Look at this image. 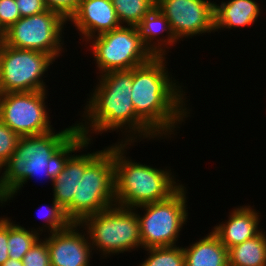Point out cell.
Listing matches in <instances>:
<instances>
[{"instance_id":"obj_24","label":"cell","mask_w":266,"mask_h":266,"mask_svg":"<svg viewBox=\"0 0 266 266\" xmlns=\"http://www.w3.org/2000/svg\"><path fill=\"white\" fill-rule=\"evenodd\" d=\"M51 206H42V208L44 209V211H46L44 213V215L40 213V215L43 217V220L45 221V223H43V227L41 226L40 228H37L39 230H37V232H39V234H42L43 229L44 228L45 232L47 230L48 234L53 233V232H57L60 230H63L65 228H67L72 222L68 219V217L66 216V213L64 211V209L53 199L52 200V204H50ZM50 207V208H49ZM41 208V209H42ZM46 209V210H45ZM41 217V218H42ZM49 230V231H48ZM42 231V232H41ZM41 232V233H40Z\"/></svg>"},{"instance_id":"obj_12","label":"cell","mask_w":266,"mask_h":266,"mask_svg":"<svg viewBox=\"0 0 266 266\" xmlns=\"http://www.w3.org/2000/svg\"><path fill=\"white\" fill-rule=\"evenodd\" d=\"M156 7L169 21L179 41L215 32L214 1L211 0H156Z\"/></svg>"},{"instance_id":"obj_28","label":"cell","mask_w":266,"mask_h":266,"mask_svg":"<svg viewBox=\"0 0 266 266\" xmlns=\"http://www.w3.org/2000/svg\"><path fill=\"white\" fill-rule=\"evenodd\" d=\"M48 10L59 13L67 22L76 13L80 0H44Z\"/></svg>"},{"instance_id":"obj_7","label":"cell","mask_w":266,"mask_h":266,"mask_svg":"<svg viewBox=\"0 0 266 266\" xmlns=\"http://www.w3.org/2000/svg\"><path fill=\"white\" fill-rule=\"evenodd\" d=\"M90 42V43H89ZM100 75L109 71L131 70L149 62L154 55L143 44L137 26H126L90 38Z\"/></svg>"},{"instance_id":"obj_18","label":"cell","mask_w":266,"mask_h":266,"mask_svg":"<svg viewBox=\"0 0 266 266\" xmlns=\"http://www.w3.org/2000/svg\"><path fill=\"white\" fill-rule=\"evenodd\" d=\"M137 29L143 44L154 56H166L170 46L173 47L178 42L170 28L169 21L157 7L141 20ZM164 32L167 34L166 37L162 36ZM160 34L163 38H160Z\"/></svg>"},{"instance_id":"obj_17","label":"cell","mask_w":266,"mask_h":266,"mask_svg":"<svg viewBox=\"0 0 266 266\" xmlns=\"http://www.w3.org/2000/svg\"><path fill=\"white\" fill-rule=\"evenodd\" d=\"M260 6L255 0H222L214 2V29L218 30L248 27L260 16Z\"/></svg>"},{"instance_id":"obj_22","label":"cell","mask_w":266,"mask_h":266,"mask_svg":"<svg viewBox=\"0 0 266 266\" xmlns=\"http://www.w3.org/2000/svg\"><path fill=\"white\" fill-rule=\"evenodd\" d=\"M121 25L137 26L156 7V0H111Z\"/></svg>"},{"instance_id":"obj_6","label":"cell","mask_w":266,"mask_h":266,"mask_svg":"<svg viewBox=\"0 0 266 266\" xmlns=\"http://www.w3.org/2000/svg\"><path fill=\"white\" fill-rule=\"evenodd\" d=\"M186 187L181 186L169 198L135 207L139 220L142 248L176 246L187 222ZM144 210V215L138 213Z\"/></svg>"},{"instance_id":"obj_13","label":"cell","mask_w":266,"mask_h":266,"mask_svg":"<svg viewBox=\"0 0 266 266\" xmlns=\"http://www.w3.org/2000/svg\"><path fill=\"white\" fill-rule=\"evenodd\" d=\"M80 228V223H71L45 237L51 266H90L93 249L87 231L79 232Z\"/></svg>"},{"instance_id":"obj_16","label":"cell","mask_w":266,"mask_h":266,"mask_svg":"<svg viewBox=\"0 0 266 266\" xmlns=\"http://www.w3.org/2000/svg\"><path fill=\"white\" fill-rule=\"evenodd\" d=\"M254 206H238L229 213L228 221L214 226L212 231L219 237L220 242L229 250L257 236L262 230L258 227L260 214ZM259 228V229H258Z\"/></svg>"},{"instance_id":"obj_15","label":"cell","mask_w":266,"mask_h":266,"mask_svg":"<svg viewBox=\"0 0 266 266\" xmlns=\"http://www.w3.org/2000/svg\"><path fill=\"white\" fill-rule=\"evenodd\" d=\"M69 21L85 42L122 26L111 0H80L76 13Z\"/></svg>"},{"instance_id":"obj_9","label":"cell","mask_w":266,"mask_h":266,"mask_svg":"<svg viewBox=\"0 0 266 266\" xmlns=\"http://www.w3.org/2000/svg\"><path fill=\"white\" fill-rule=\"evenodd\" d=\"M53 62L48 54L13 48L0 40V94L47 90L42 77Z\"/></svg>"},{"instance_id":"obj_8","label":"cell","mask_w":266,"mask_h":266,"mask_svg":"<svg viewBox=\"0 0 266 266\" xmlns=\"http://www.w3.org/2000/svg\"><path fill=\"white\" fill-rule=\"evenodd\" d=\"M66 23L59 13L47 9L21 17L0 36V40L7 46L42 52L56 60L65 49L62 32Z\"/></svg>"},{"instance_id":"obj_4","label":"cell","mask_w":266,"mask_h":266,"mask_svg":"<svg viewBox=\"0 0 266 266\" xmlns=\"http://www.w3.org/2000/svg\"><path fill=\"white\" fill-rule=\"evenodd\" d=\"M133 143L117 142L113 145L115 202L125 208L165 200L182 185L176 183L171 169H157L126 158ZM129 145V146H128ZM177 180V181H176Z\"/></svg>"},{"instance_id":"obj_2","label":"cell","mask_w":266,"mask_h":266,"mask_svg":"<svg viewBox=\"0 0 266 266\" xmlns=\"http://www.w3.org/2000/svg\"><path fill=\"white\" fill-rule=\"evenodd\" d=\"M166 59V56H154L133 68L131 99L135 115L159 139L171 137L180 128L178 124L185 123V118L190 116L185 104L188 98L182 85L169 76Z\"/></svg>"},{"instance_id":"obj_32","label":"cell","mask_w":266,"mask_h":266,"mask_svg":"<svg viewBox=\"0 0 266 266\" xmlns=\"http://www.w3.org/2000/svg\"><path fill=\"white\" fill-rule=\"evenodd\" d=\"M2 266H24L22 260H15L9 258Z\"/></svg>"},{"instance_id":"obj_31","label":"cell","mask_w":266,"mask_h":266,"mask_svg":"<svg viewBox=\"0 0 266 266\" xmlns=\"http://www.w3.org/2000/svg\"><path fill=\"white\" fill-rule=\"evenodd\" d=\"M0 174H1V169H0ZM8 201H9V197L6 191L2 188L1 177H0V204L1 206L5 204V202H8Z\"/></svg>"},{"instance_id":"obj_26","label":"cell","mask_w":266,"mask_h":266,"mask_svg":"<svg viewBox=\"0 0 266 266\" xmlns=\"http://www.w3.org/2000/svg\"><path fill=\"white\" fill-rule=\"evenodd\" d=\"M20 136L0 120V169L16 149Z\"/></svg>"},{"instance_id":"obj_10","label":"cell","mask_w":266,"mask_h":266,"mask_svg":"<svg viewBox=\"0 0 266 266\" xmlns=\"http://www.w3.org/2000/svg\"><path fill=\"white\" fill-rule=\"evenodd\" d=\"M46 94L47 90L0 94V120L20 137L54 130L45 105Z\"/></svg>"},{"instance_id":"obj_25","label":"cell","mask_w":266,"mask_h":266,"mask_svg":"<svg viewBox=\"0 0 266 266\" xmlns=\"http://www.w3.org/2000/svg\"><path fill=\"white\" fill-rule=\"evenodd\" d=\"M43 239L39 238L24 255L22 259L24 266H51L46 239Z\"/></svg>"},{"instance_id":"obj_21","label":"cell","mask_w":266,"mask_h":266,"mask_svg":"<svg viewBox=\"0 0 266 266\" xmlns=\"http://www.w3.org/2000/svg\"><path fill=\"white\" fill-rule=\"evenodd\" d=\"M36 229H26L8 218V254L11 259L22 260L28 250L40 238Z\"/></svg>"},{"instance_id":"obj_3","label":"cell","mask_w":266,"mask_h":266,"mask_svg":"<svg viewBox=\"0 0 266 266\" xmlns=\"http://www.w3.org/2000/svg\"><path fill=\"white\" fill-rule=\"evenodd\" d=\"M97 77L99 82L92 90L94 92L91 96L88 95L90 98L87 99L89 101L81 116L85 122L76 123L77 130L90 141L92 133L98 135L116 130L123 132L124 138L126 137L120 142L134 143L142 137L147 140L148 138L158 139L135 115L131 99L133 69L109 71Z\"/></svg>"},{"instance_id":"obj_27","label":"cell","mask_w":266,"mask_h":266,"mask_svg":"<svg viewBox=\"0 0 266 266\" xmlns=\"http://www.w3.org/2000/svg\"><path fill=\"white\" fill-rule=\"evenodd\" d=\"M20 18L15 0H0V36Z\"/></svg>"},{"instance_id":"obj_20","label":"cell","mask_w":266,"mask_h":266,"mask_svg":"<svg viewBox=\"0 0 266 266\" xmlns=\"http://www.w3.org/2000/svg\"><path fill=\"white\" fill-rule=\"evenodd\" d=\"M228 250L229 266H266V232Z\"/></svg>"},{"instance_id":"obj_23","label":"cell","mask_w":266,"mask_h":266,"mask_svg":"<svg viewBox=\"0 0 266 266\" xmlns=\"http://www.w3.org/2000/svg\"><path fill=\"white\" fill-rule=\"evenodd\" d=\"M148 258L139 266H185L182 246H163L145 248Z\"/></svg>"},{"instance_id":"obj_14","label":"cell","mask_w":266,"mask_h":266,"mask_svg":"<svg viewBox=\"0 0 266 266\" xmlns=\"http://www.w3.org/2000/svg\"><path fill=\"white\" fill-rule=\"evenodd\" d=\"M75 155L68 159L62 172L52 180L54 200L64 209L72 223H78L79 178L85 169L104 151Z\"/></svg>"},{"instance_id":"obj_30","label":"cell","mask_w":266,"mask_h":266,"mask_svg":"<svg viewBox=\"0 0 266 266\" xmlns=\"http://www.w3.org/2000/svg\"><path fill=\"white\" fill-rule=\"evenodd\" d=\"M8 217H0V266L10 257L8 254Z\"/></svg>"},{"instance_id":"obj_5","label":"cell","mask_w":266,"mask_h":266,"mask_svg":"<svg viewBox=\"0 0 266 266\" xmlns=\"http://www.w3.org/2000/svg\"><path fill=\"white\" fill-rule=\"evenodd\" d=\"M93 250L103 257L142 248L139 220L135 208L113 205L86 217L81 223ZM84 228V229H83Z\"/></svg>"},{"instance_id":"obj_19","label":"cell","mask_w":266,"mask_h":266,"mask_svg":"<svg viewBox=\"0 0 266 266\" xmlns=\"http://www.w3.org/2000/svg\"><path fill=\"white\" fill-rule=\"evenodd\" d=\"M183 251L185 266H229L228 249L213 231Z\"/></svg>"},{"instance_id":"obj_11","label":"cell","mask_w":266,"mask_h":266,"mask_svg":"<svg viewBox=\"0 0 266 266\" xmlns=\"http://www.w3.org/2000/svg\"><path fill=\"white\" fill-rule=\"evenodd\" d=\"M113 205L116 202L112 145L106 147L79 178L78 223Z\"/></svg>"},{"instance_id":"obj_29","label":"cell","mask_w":266,"mask_h":266,"mask_svg":"<svg viewBox=\"0 0 266 266\" xmlns=\"http://www.w3.org/2000/svg\"><path fill=\"white\" fill-rule=\"evenodd\" d=\"M21 17H29L47 10L44 0H15Z\"/></svg>"},{"instance_id":"obj_1","label":"cell","mask_w":266,"mask_h":266,"mask_svg":"<svg viewBox=\"0 0 266 266\" xmlns=\"http://www.w3.org/2000/svg\"><path fill=\"white\" fill-rule=\"evenodd\" d=\"M92 142L77 130V124L59 132L54 130L20 137L11 157L1 167L2 188L9 200L22 189L29 179L45 176L52 182L64 169L72 153L81 152ZM11 198V199H10Z\"/></svg>"}]
</instances>
